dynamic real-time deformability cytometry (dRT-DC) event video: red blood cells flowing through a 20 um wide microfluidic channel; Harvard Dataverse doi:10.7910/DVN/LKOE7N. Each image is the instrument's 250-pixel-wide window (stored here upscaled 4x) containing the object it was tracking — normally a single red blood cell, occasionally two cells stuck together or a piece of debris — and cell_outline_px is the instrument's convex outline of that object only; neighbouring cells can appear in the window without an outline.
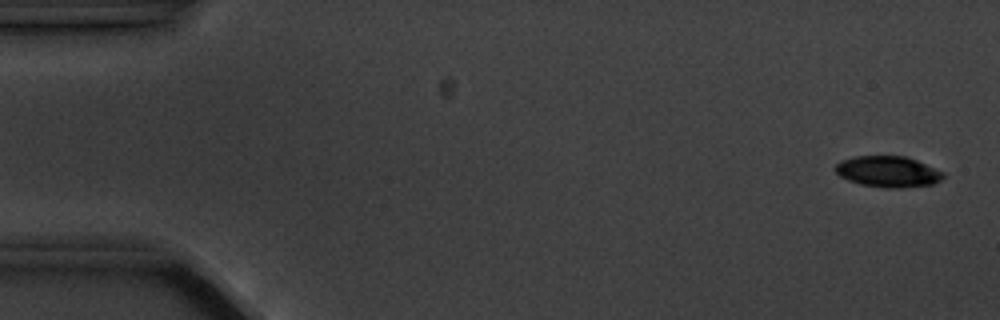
{"species": "common noctule bat (a hibernating species)", "species_latin": "Nyctalus noctula", "temperature_condition": "cold", "stored_images_in_passage": 3, "camera_frame_rate_fps": 3000, "um_per_image_px": 0.085, "animal": {"sex": "male", "body_mass_g": 20.1, "forearm_length_mm": 53.5}, "frame": {"image": 1, "passage_image": 1, "time_ms": 0.0, "image_size_px": [1000, 320], "cell_outline_px": [[944, 176], [940, 180], [932, 184], [896, 188], [884, 188], [860, 184], [848, 180], [840, 176], [832, 168], [840, 160], [856, 156], [904, 156], [916, 160], [944, 172]], "centroid_in_image_um": [75.43, 14.58], "position_along_channel_um": 9.6, "area_um2": 19.48}}